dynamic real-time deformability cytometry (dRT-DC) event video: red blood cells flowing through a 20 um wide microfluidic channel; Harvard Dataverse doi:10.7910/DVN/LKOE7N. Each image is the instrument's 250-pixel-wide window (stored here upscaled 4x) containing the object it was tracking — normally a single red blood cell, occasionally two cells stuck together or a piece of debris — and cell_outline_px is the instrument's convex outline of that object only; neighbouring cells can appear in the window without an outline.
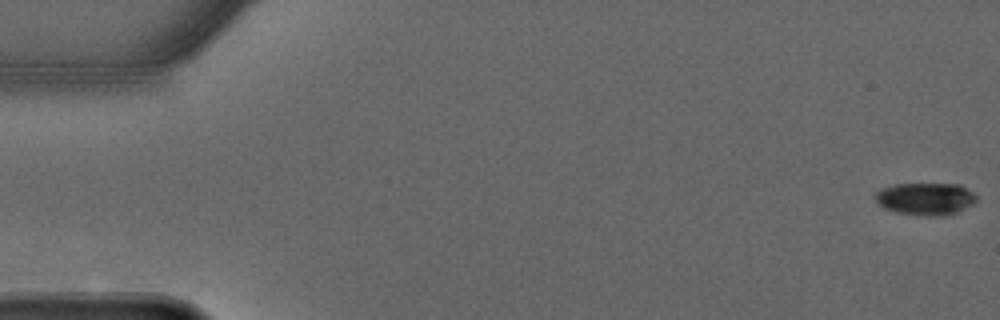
{"species": "common noctule bat (a hibernating species)", "species_latin": "Nyctalus noctula", "temperature_condition": "warm", "stored_images_in_passage": 26, "camera_frame_rate_fps": 3000, "um_per_image_px": 0.085, "animal": {"sex": "male", "forearm_length_mm": 52.5}, "frame": {"image": 1, "passage_image": 1, "time_ms": 0.0, "image_size_px": [1000, 320], "cell_outline_px": [[976, 200], [972, 204], [956, 212], [944, 216], [924, 216], [896, 212], [884, 208], [876, 200], [876, 192], [884, 188], [896, 184], [960, 184], [972, 192], [976, 196]], "centroid_in_image_um": [78.68, 16.9], "position_along_channel_um": 6.3, "area_um2": 18.84}}
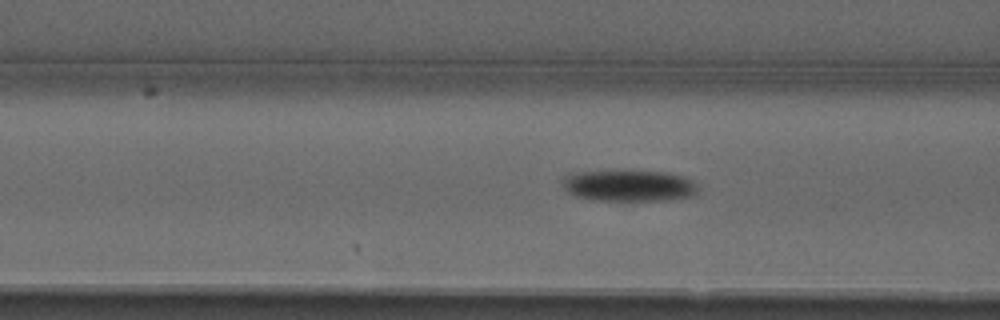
{"frame": {"image": 2, "passage_image": 22, "time_ms": 7.0, "image_size_px": [1000, 320], "cell_outline_px": [[696, 192], [692, 196], [664, 200], [596, 200], [576, 196], [568, 192], [564, 184], [564, 180], [568, 176], [580, 172], [664, 172], [684, 176], [692, 180], [696, 188]], "centroid_in_image_um": [53.51, 15.8], "position_along_channel_um": 113.1, "area_um2": 23.81}}
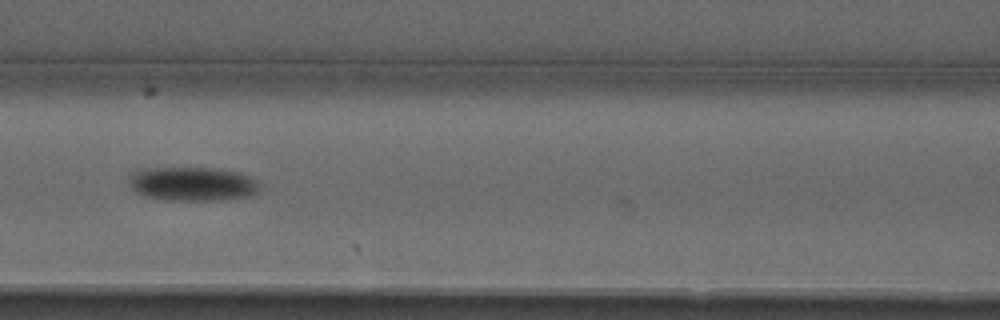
{"frame": {"image": 3, "passage_image": 25, "time_ms": 8.0, "image_size_px": [1000, 320], "cell_outline_px": [[260, 188], [256, 192], [248, 196], [208, 200], [172, 200], [148, 196], [136, 192], [128, 184], [128, 180], [132, 172], [152, 168], [216, 168], [240, 172], [248, 176]], "centroid_in_image_um": [16.32, 15.61], "position_along_channel_um": 150.3, "area_um2": 25.32}}